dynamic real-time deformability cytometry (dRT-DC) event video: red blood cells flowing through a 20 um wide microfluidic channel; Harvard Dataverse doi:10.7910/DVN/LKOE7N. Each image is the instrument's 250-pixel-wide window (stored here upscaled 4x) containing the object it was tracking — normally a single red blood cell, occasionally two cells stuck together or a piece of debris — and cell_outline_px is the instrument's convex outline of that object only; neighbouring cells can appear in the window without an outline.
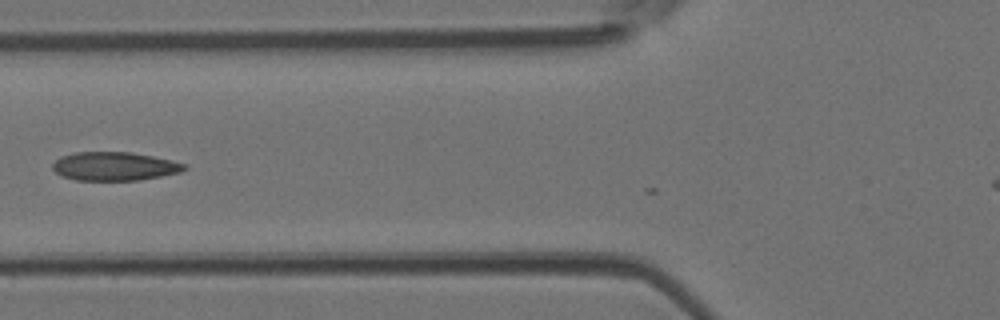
{"species": "Egyptian fruit bat (a non-hibernating species)", "species_latin": "Rousettus aegyptiacus", "temperature_condition": "room temperature", "stored_images_in_passage": 10, "camera_frame_rate_fps": 3000, "um_per_image_px": 0.085, "animal": {"sex": "female"}, "frame": {"image": 1, "passage_image": 9, "time_ms": 2.667, "image_size_px": [1000, 320], "cell_outline_px": [[188, 168], [180, 172], [140, 180], [76, 180], [60, 176], [52, 168], [52, 164], [60, 156], [76, 152], [132, 152], [172, 160], [184, 164]], "centroid_in_image_um": [9.7, 14.13], "position_along_channel_um": 116.1, "area_um2": 21.96}}